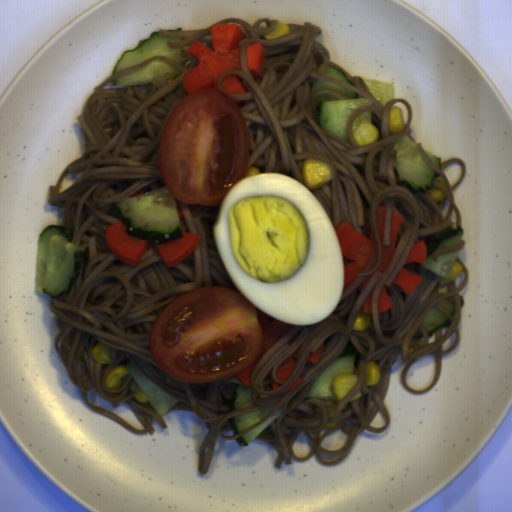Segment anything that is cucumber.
Instances as JSON below:
<instances>
[{"instance_id":"9523449b","label":"cucumber","mask_w":512,"mask_h":512,"mask_svg":"<svg viewBox=\"0 0 512 512\" xmlns=\"http://www.w3.org/2000/svg\"><path fill=\"white\" fill-rule=\"evenodd\" d=\"M181 40V38L176 37L162 38L158 31L152 32L149 35V38L143 40L139 46L133 47L132 49H126L120 54L112 74H115L124 68L140 64L154 56H164L173 62L182 64V47L171 48L167 45V42L179 43Z\"/></svg>"},{"instance_id":"4458ddf0","label":"cucumber","mask_w":512,"mask_h":512,"mask_svg":"<svg viewBox=\"0 0 512 512\" xmlns=\"http://www.w3.org/2000/svg\"><path fill=\"white\" fill-rule=\"evenodd\" d=\"M321 63H322L321 60H317V62H316V70H319V68L321 66Z\"/></svg>"},{"instance_id":"8b760119","label":"cucumber","mask_w":512,"mask_h":512,"mask_svg":"<svg viewBox=\"0 0 512 512\" xmlns=\"http://www.w3.org/2000/svg\"><path fill=\"white\" fill-rule=\"evenodd\" d=\"M74 230L47 225L36 241L34 291L58 298L73 290L84 250L73 242Z\"/></svg>"},{"instance_id":"c028fc92","label":"cucumber","mask_w":512,"mask_h":512,"mask_svg":"<svg viewBox=\"0 0 512 512\" xmlns=\"http://www.w3.org/2000/svg\"><path fill=\"white\" fill-rule=\"evenodd\" d=\"M363 82L370 94L381 104L385 105L386 102L394 99L395 88L393 85L369 79H363Z\"/></svg>"},{"instance_id":"91689310","label":"cucumber","mask_w":512,"mask_h":512,"mask_svg":"<svg viewBox=\"0 0 512 512\" xmlns=\"http://www.w3.org/2000/svg\"><path fill=\"white\" fill-rule=\"evenodd\" d=\"M459 298H460V308L463 307L465 301L463 299V295H459Z\"/></svg>"},{"instance_id":"eb4e599e","label":"cucumber","mask_w":512,"mask_h":512,"mask_svg":"<svg viewBox=\"0 0 512 512\" xmlns=\"http://www.w3.org/2000/svg\"><path fill=\"white\" fill-rule=\"evenodd\" d=\"M181 71L176 70L166 62L154 59L142 69L120 76L112 81V86H141L152 81H166L179 76Z\"/></svg>"},{"instance_id":"d16d356f","label":"cucumber","mask_w":512,"mask_h":512,"mask_svg":"<svg viewBox=\"0 0 512 512\" xmlns=\"http://www.w3.org/2000/svg\"><path fill=\"white\" fill-rule=\"evenodd\" d=\"M125 367L131 374L133 381L137 382L139 390L143 392L145 398L153 406L158 415H165L173 406L177 403H181L180 400L160 389L140 373L130 360Z\"/></svg>"},{"instance_id":"ad74445d","label":"cucumber","mask_w":512,"mask_h":512,"mask_svg":"<svg viewBox=\"0 0 512 512\" xmlns=\"http://www.w3.org/2000/svg\"><path fill=\"white\" fill-rule=\"evenodd\" d=\"M421 324L429 337L433 335L436 330L448 327L451 324V321L442 310L433 306L425 315Z\"/></svg>"},{"instance_id":"6e59e6d7","label":"cucumber","mask_w":512,"mask_h":512,"mask_svg":"<svg viewBox=\"0 0 512 512\" xmlns=\"http://www.w3.org/2000/svg\"><path fill=\"white\" fill-rule=\"evenodd\" d=\"M276 405L277 404L274 403L228 419V423L232 429L233 434L235 435L240 433L259 422L261 419L266 417Z\"/></svg>"},{"instance_id":"9c1b5a60","label":"cucumber","mask_w":512,"mask_h":512,"mask_svg":"<svg viewBox=\"0 0 512 512\" xmlns=\"http://www.w3.org/2000/svg\"><path fill=\"white\" fill-rule=\"evenodd\" d=\"M424 152L428 154L431 161L436 164L438 169H442V157H437L435 154H432L430 151H426L425 149Z\"/></svg>"},{"instance_id":"586b57bf","label":"cucumber","mask_w":512,"mask_h":512,"mask_svg":"<svg viewBox=\"0 0 512 512\" xmlns=\"http://www.w3.org/2000/svg\"><path fill=\"white\" fill-rule=\"evenodd\" d=\"M109 213L126 224L129 235L140 239L164 244L183 237L177 202L166 185L116 202Z\"/></svg>"},{"instance_id":"ba282ac3","label":"cucumber","mask_w":512,"mask_h":512,"mask_svg":"<svg viewBox=\"0 0 512 512\" xmlns=\"http://www.w3.org/2000/svg\"><path fill=\"white\" fill-rule=\"evenodd\" d=\"M283 408H280L275 411V413L269 417L267 420L262 422L260 425H258L256 428L251 430L250 432L246 433L243 436L237 437L234 439L238 446L240 447H248L249 443L253 441L261 432H263L266 428H268L276 418H278L281 414H283Z\"/></svg>"},{"instance_id":"979772bc","label":"cucumber","mask_w":512,"mask_h":512,"mask_svg":"<svg viewBox=\"0 0 512 512\" xmlns=\"http://www.w3.org/2000/svg\"><path fill=\"white\" fill-rule=\"evenodd\" d=\"M324 75L336 78L340 81H343V82L353 86V83H351L349 81V79L347 78V76L342 71H340L338 68L327 66Z\"/></svg>"},{"instance_id":"c44ba721","label":"cucumber","mask_w":512,"mask_h":512,"mask_svg":"<svg viewBox=\"0 0 512 512\" xmlns=\"http://www.w3.org/2000/svg\"><path fill=\"white\" fill-rule=\"evenodd\" d=\"M223 406L229 407L232 411L252 399V387L239 385L237 387L224 388L221 392Z\"/></svg>"},{"instance_id":"2a18db57","label":"cucumber","mask_w":512,"mask_h":512,"mask_svg":"<svg viewBox=\"0 0 512 512\" xmlns=\"http://www.w3.org/2000/svg\"><path fill=\"white\" fill-rule=\"evenodd\" d=\"M396 172L399 182L412 193L429 192L434 187V177L440 175L421 155L417 143L407 135L393 143Z\"/></svg>"},{"instance_id":"e674ca98","label":"cucumber","mask_w":512,"mask_h":512,"mask_svg":"<svg viewBox=\"0 0 512 512\" xmlns=\"http://www.w3.org/2000/svg\"><path fill=\"white\" fill-rule=\"evenodd\" d=\"M361 121H366L370 124L373 123V118H372V112H365V113H360L359 115H357L356 119L353 121V131L356 127L357 124H359Z\"/></svg>"},{"instance_id":"734fbe4a","label":"cucumber","mask_w":512,"mask_h":512,"mask_svg":"<svg viewBox=\"0 0 512 512\" xmlns=\"http://www.w3.org/2000/svg\"><path fill=\"white\" fill-rule=\"evenodd\" d=\"M463 236V227L457 226L445 230L441 234L419 237L418 242L422 241L426 245V258L424 263L417 262L418 268L428 269L442 279H449L454 264L459 261V250L440 255L437 261H434V253L439 248L450 247L461 242Z\"/></svg>"},{"instance_id":"f4455088","label":"cucumber","mask_w":512,"mask_h":512,"mask_svg":"<svg viewBox=\"0 0 512 512\" xmlns=\"http://www.w3.org/2000/svg\"><path fill=\"white\" fill-rule=\"evenodd\" d=\"M423 336L422 330L420 328H417L412 336L413 339H421Z\"/></svg>"},{"instance_id":"0e5fa8a7","label":"cucumber","mask_w":512,"mask_h":512,"mask_svg":"<svg viewBox=\"0 0 512 512\" xmlns=\"http://www.w3.org/2000/svg\"><path fill=\"white\" fill-rule=\"evenodd\" d=\"M437 304L441 305L451 316L455 315V303L448 298L440 299Z\"/></svg>"},{"instance_id":"888e309b","label":"cucumber","mask_w":512,"mask_h":512,"mask_svg":"<svg viewBox=\"0 0 512 512\" xmlns=\"http://www.w3.org/2000/svg\"><path fill=\"white\" fill-rule=\"evenodd\" d=\"M320 89H331L348 100H338L333 96L320 95L317 99L319 113L318 125L348 143L347 123L354 111L372 105L369 99L361 98L356 92L325 80H314L311 86V98Z\"/></svg>"},{"instance_id":"570f5f39","label":"cucumber","mask_w":512,"mask_h":512,"mask_svg":"<svg viewBox=\"0 0 512 512\" xmlns=\"http://www.w3.org/2000/svg\"><path fill=\"white\" fill-rule=\"evenodd\" d=\"M355 357L344 355L335 359L313 381L309 392L305 396L308 399L321 398L330 400L336 398L333 393V380L336 376H346L354 373Z\"/></svg>"}]
</instances>
